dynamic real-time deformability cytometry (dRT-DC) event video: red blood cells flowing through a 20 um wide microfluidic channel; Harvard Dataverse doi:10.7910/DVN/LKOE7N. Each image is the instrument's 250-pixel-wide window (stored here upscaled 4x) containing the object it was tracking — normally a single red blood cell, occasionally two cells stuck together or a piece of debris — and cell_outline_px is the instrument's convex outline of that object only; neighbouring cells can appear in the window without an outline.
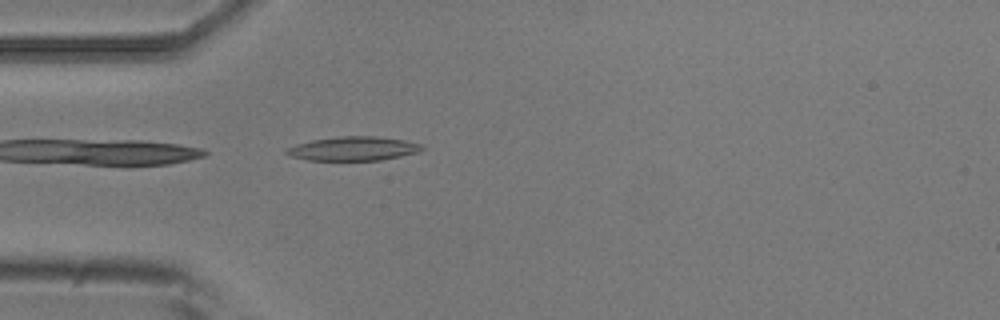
{"species": "common noctule bat (a hibernating species)", "species_latin": "Nyctalus noctula", "temperature_condition": "room temperature", "stored_images_in_passage": 40, "camera_frame_rate_fps": 3000, "um_per_image_px": 0.085, "animal": {"sex": "male", "body_mass_g": 20.5, "forearm_length_mm": 52.5}, "frame": {"image": 1, "passage_image": 2, "time_ms": 0.333, "image_size_px": [1000, 320], "cell_outline_px": [[424, 148], [416, 152], [400, 156], [380, 160], [308, 160], [292, 156], [284, 152], [288, 148], [296, 144], [312, 140], [340, 136], [376, 136], [404, 140], [420, 144]], "centroid_in_image_um": [30.01, 12.63], "position_along_channel_um": 55.0, "area_um2": 18.67}}
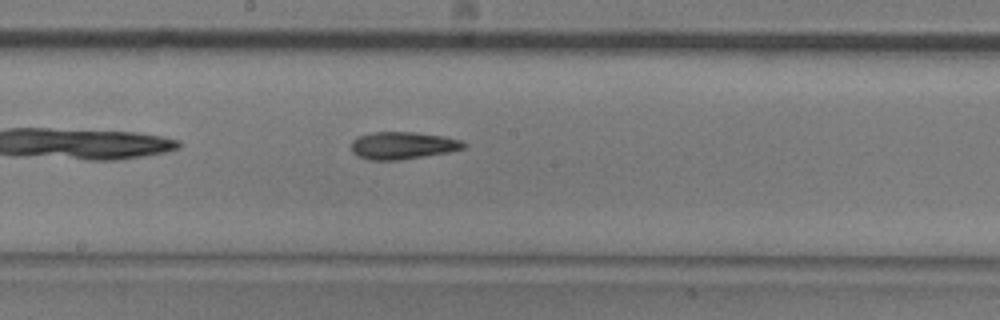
{"frame": {"image": 2, "passage_image": 15, "time_ms": 4.667, "image_size_px": [1000, 320], "cell_outline_px": [[468, 144], [464, 148], [448, 152], [400, 160], [368, 160], [356, 156], [352, 152], [352, 140], [356, 136], [372, 132], [412, 132], [444, 136], [464, 140]], "centroid_in_image_um": [34.22, 12.36], "position_along_channel_um": 214.0, "area_um2": 18.15}}
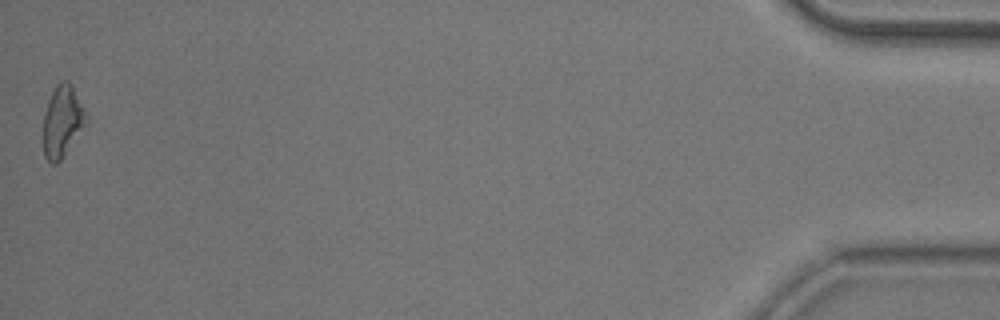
{"frame": {"image": 3, "passage_image": 40, "time_ms": 13.0, "image_size_px": [1000, 320], "cell_outline_px": [[88, 124], [60, 160], [56, 164], [52, 164], [44, 156], [40, 140], [40, 136], [44, 116], [48, 100], [56, 84], [60, 80], [68, 80], [72, 84], [88, 120]], "centroid_in_image_um": [5.26, 10.35], "position_along_channel_um": 429.9, "area_um2": 18.44}, "authors_computed_cell_mechanics": {"area_um2": 17.5423, "velocity_mm_per_s": 3.7646, "shape_relaxation_time_tau1_ms": null, "shape_relaxation_time_tau2_ms": 7.7943, "deformation_change_tau1": null, "deformation_change_tau2": 0.2047}}